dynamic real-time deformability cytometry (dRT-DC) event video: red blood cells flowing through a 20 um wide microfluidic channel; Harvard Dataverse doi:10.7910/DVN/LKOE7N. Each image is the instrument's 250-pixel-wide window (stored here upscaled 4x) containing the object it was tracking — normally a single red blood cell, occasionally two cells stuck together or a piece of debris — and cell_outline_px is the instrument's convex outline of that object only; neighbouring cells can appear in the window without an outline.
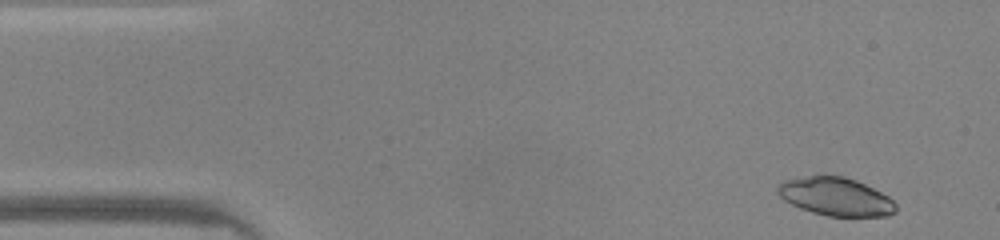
{"species": "common noctule bat (a hibernating species)", "species_latin": "Nyctalus noctula", "temperature_condition": "warm", "stored_images_in_passage": 9, "camera_frame_rate_fps": 3000, "um_per_image_px": 0.085, "animal": {"sex": "male", "body_mass_g": 20.0, "forearm_length_mm": 53.3}, "frame": {"image": 1, "passage_image": 2, "time_ms": 0.333, "image_size_px": [1000, 240], "cell_outline_px": [[896, 212], [888, 216], [828, 216], [812, 212], [800, 208], [784, 200], [776, 192], [776, 184], [784, 180], [824, 172], [844, 176], [856, 180], [888, 196], [896, 204]], "centroid_in_image_um": [70.98, 16.67], "position_along_channel_um": 14.0, "area_um2": 26.88}}